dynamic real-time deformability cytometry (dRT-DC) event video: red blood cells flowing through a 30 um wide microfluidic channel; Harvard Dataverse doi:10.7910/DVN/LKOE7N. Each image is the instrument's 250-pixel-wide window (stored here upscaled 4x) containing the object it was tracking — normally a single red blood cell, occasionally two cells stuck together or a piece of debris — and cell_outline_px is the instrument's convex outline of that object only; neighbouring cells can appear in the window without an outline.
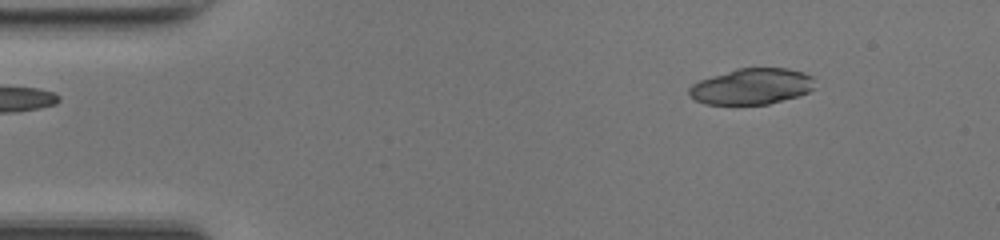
{"species": "common noctule bat (a hibernating species)", "species_latin": "Nyctalus noctula", "temperature_condition": "room temperature", "stored_images_in_passage": 6, "camera_frame_rate_fps": 3000, "um_per_image_px": 0.085, "animal": {"sex": "female", "body_mass_g": 17.0, "forearm_length_mm": 48.0}, "frame": {"image": 1, "passage_image": 1, "time_ms": 0.0, "image_size_px": [1000, 240], "cell_outline_px": [[816, 88], [808, 92], [796, 96], [768, 104], [704, 104], [688, 96], [688, 88], [692, 84], [700, 80], [736, 68], [788, 68], [804, 72], [812, 76]], "centroid_in_image_um": [63.89, 7.34], "position_along_channel_um": 21.1, "area_um2": 26.47}}